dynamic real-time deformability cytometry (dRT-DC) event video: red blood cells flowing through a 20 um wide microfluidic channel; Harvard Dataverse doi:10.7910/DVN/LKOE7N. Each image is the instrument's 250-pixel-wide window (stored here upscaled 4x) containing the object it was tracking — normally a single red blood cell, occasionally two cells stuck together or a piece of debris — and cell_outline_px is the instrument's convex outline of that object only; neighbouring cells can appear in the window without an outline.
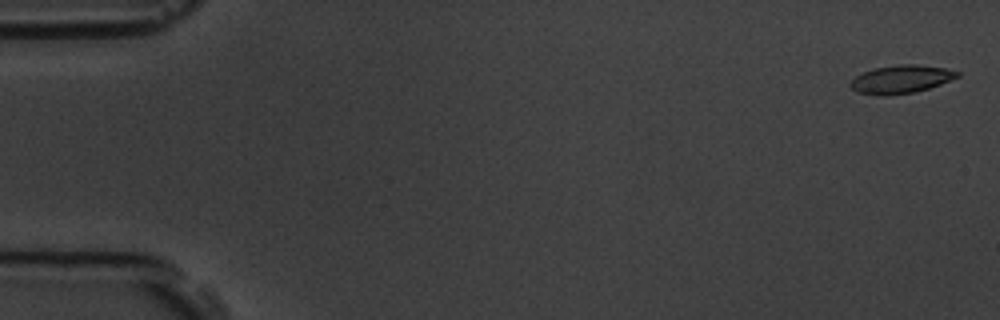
{"species": "common noctule bat (a hibernating species)", "species_latin": "Nyctalus noctula", "temperature_condition": "room temperature", "stored_images_in_passage": 10, "camera_frame_rate_fps": 3000, "um_per_image_px": 0.085, "animal": {"sex": "male", "body_mass_g": 19.5, "forearm_length_mm": 54.6}, "frame": {"image": 1, "passage_image": 1, "time_ms": 0.0, "image_size_px": [1000, 320], "cell_outline_px": [[960, 76], [940, 84], [928, 88], [912, 92], [888, 96], [880, 96], [860, 92], [852, 88], [848, 84], [856, 76], [864, 72], [876, 68], [900, 64], [916, 64], [944, 68], [960, 72]], "centroid_in_image_um": [76.59, 6.73], "position_along_channel_um": 8.4, "area_um2": 17.28}}
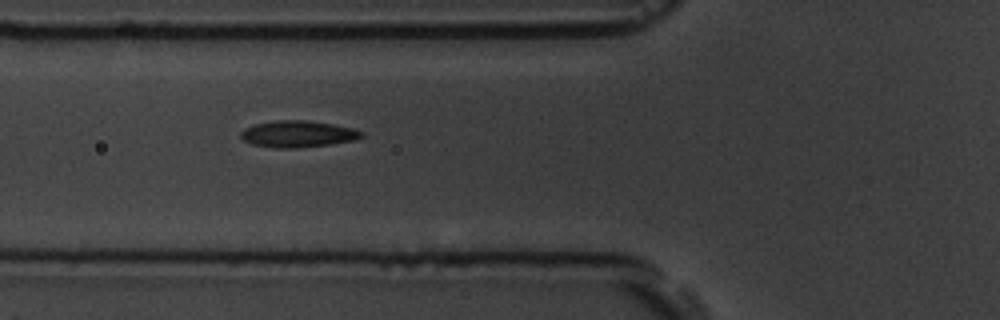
{"frame": {"image": 2, "passage_image": 7, "time_ms": 6.667, "image_size_px": [1000, 320], "cell_outline_px": [[364, 136], [356, 140], [328, 144], [296, 148], [272, 148], [252, 144], [244, 140], [240, 136], [240, 132], [244, 128], [252, 124], [276, 120], [308, 120], [332, 124], [352, 128], [364, 132]], "centroid_in_image_um": [25.29, 11.38], "position_along_channel_um": 100.5, "area_um2": 18.84}}
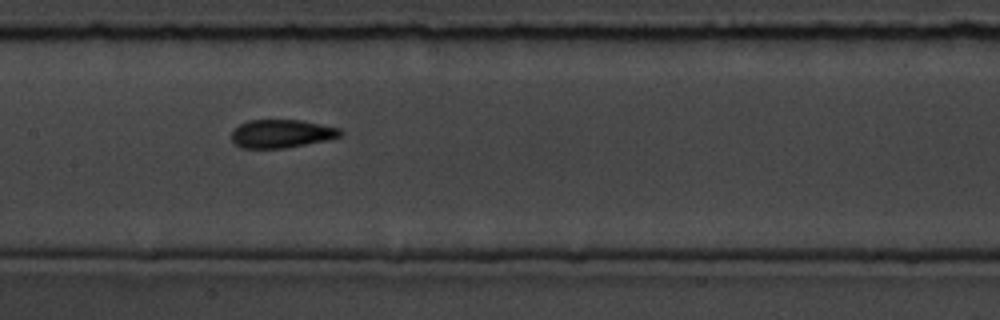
{"frame": {"image": 3, "passage_image": 9, "time_ms": 9.0, "image_size_px": [1000, 320], "cell_outline_px": [[344, 132], [340, 136], [328, 140], [284, 148], [240, 148], [232, 140], [232, 128], [248, 120], [304, 120], [340, 128]], "centroid_in_image_um": [23.94, 11.35], "position_along_channel_um": 183.5, "area_um2": 18.09}}